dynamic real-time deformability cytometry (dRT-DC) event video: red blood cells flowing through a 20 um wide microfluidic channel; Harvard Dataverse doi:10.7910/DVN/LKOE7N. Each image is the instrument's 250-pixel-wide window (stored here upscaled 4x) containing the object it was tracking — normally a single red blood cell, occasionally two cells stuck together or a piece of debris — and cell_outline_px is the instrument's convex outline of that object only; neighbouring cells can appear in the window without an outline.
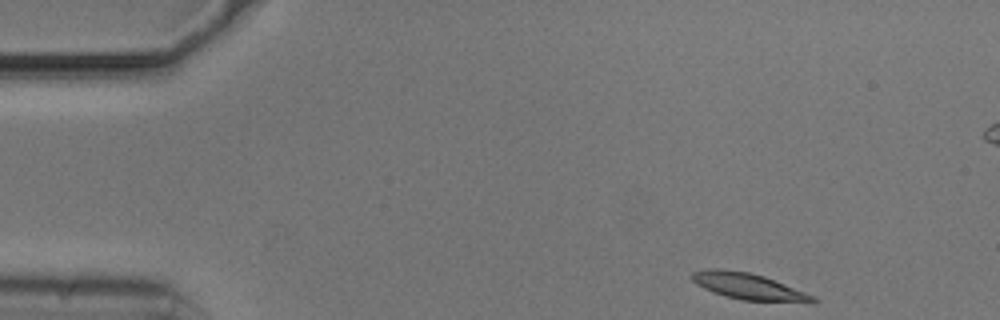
{"species": "common noctule bat (a hibernating species)", "species_latin": "Nyctalus noctula", "temperature_condition": "cold", "stored_images_in_passage": 13, "camera_frame_rate_fps": 3000, "um_per_image_px": 0.085, "animal": {"sex": "male", "body_mass_g": 20.5, "forearm_length_mm": 52.5}, "frame": {"image": 1, "passage_image": 1, "time_ms": 0.0, "image_size_px": [1000, 320], "cell_outline_px": [[820, 300], [816, 304], [808, 304], [740, 300], [724, 296], [712, 292], [696, 284], [692, 280], [692, 272], [708, 268], [716, 268], [748, 272], [764, 276], [816, 296]], "centroid_in_image_um": [63.74, 24.39], "position_along_channel_um": 21.3, "area_um2": 19.19}}
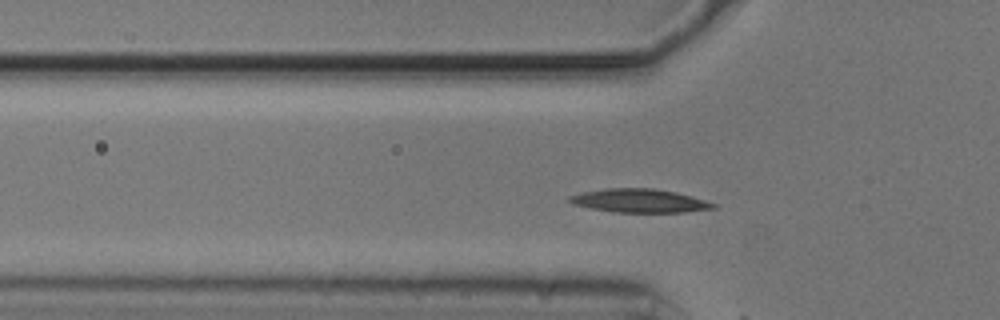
{"frame": {"image": 2, "passage_image": 12, "time_ms": 3.667, "image_size_px": [1000, 320], "cell_outline_px": [[716, 208], [684, 212], [612, 212], [572, 204], [568, 200], [568, 196], [584, 192], [604, 188], [652, 188], [676, 192], [704, 200], [716, 204]], "centroid_in_image_um": [54.33, 17.06], "position_along_channel_um": 71.5, "area_um2": 19.59}}